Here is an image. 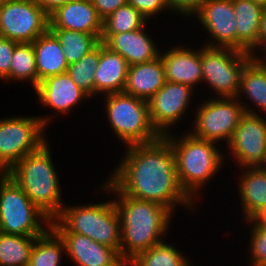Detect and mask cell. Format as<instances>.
I'll return each mask as SVG.
<instances>
[{
  "instance_id": "6da1fadb",
  "label": "cell",
  "mask_w": 266,
  "mask_h": 266,
  "mask_svg": "<svg viewBox=\"0 0 266 266\" xmlns=\"http://www.w3.org/2000/svg\"><path fill=\"white\" fill-rule=\"evenodd\" d=\"M126 149L122 161L108 178L123 194L160 204L171 212L176 205L195 210L196 203L180 186L175 156L164 136Z\"/></svg>"
},
{
  "instance_id": "7a4b0ae2",
  "label": "cell",
  "mask_w": 266,
  "mask_h": 266,
  "mask_svg": "<svg viewBox=\"0 0 266 266\" xmlns=\"http://www.w3.org/2000/svg\"><path fill=\"white\" fill-rule=\"evenodd\" d=\"M103 183L100 190L113 192L116 196L112 200L121 219L120 257L128 264L137 255L164 240L174 214L160 204L123 194L109 179Z\"/></svg>"
},
{
  "instance_id": "3957f363",
  "label": "cell",
  "mask_w": 266,
  "mask_h": 266,
  "mask_svg": "<svg viewBox=\"0 0 266 266\" xmlns=\"http://www.w3.org/2000/svg\"><path fill=\"white\" fill-rule=\"evenodd\" d=\"M51 154L46 142L38 150L25 155L7 174L52 221L60 214L64 204Z\"/></svg>"
},
{
  "instance_id": "277c9868",
  "label": "cell",
  "mask_w": 266,
  "mask_h": 266,
  "mask_svg": "<svg viewBox=\"0 0 266 266\" xmlns=\"http://www.w3.org/2000/svg\"><path fill=\"white\" fill-rule=\"evenodd\" d=\"M164 137L169 141L175 156L180 186L197 203L196 196H200L198 192L225 164V155L216 147V142L194 137L188 131L179 137L181 139L173 133Z\"/></svg>"
},
{
  "instance_id": "5b68a950",
  "label": "cell",
  "mask_w": 266,
  "mask_h": 266,
  "mask_svg": "<svg viewBox=\"0 0 266 266\" xmlns=\"http://www.w3.org/2000/svg\"><path fill=\"white\" fill-rule=\"evenodd\" d=\"M50 226L55 232H73L87 236L120 254L121 219L114 200L72 207L64 205Z\"/></svg>"
},
{
  "instance_id": "8992f818",
  "label": "cell",
  "mask_w": 266,
  "mask_h": 266,
  "mask_svg": "<svg viewBox=\"0 0 266 266\" xmlns=\"http://www.w3.org/2000/svg\"><path fill=\"white\" fill-rule=\"evenodd\" d=\"M104 96L107 122L126 146L151 143L161 137L151 123L148 101L124 91Z\"/></svg>"
},
{
  "instance_id": "52a82bcc",
  "label": "cell",
  "mask_w": 266,
  "mask_h": 266,
  "mask_svg": "<svg viewBox=\"0 0 266 266\" xmlns=\"http://www.w3.org/2000/svg\"><path fill=\"white\" fill-rule=\"evenodd\" d=\"M50 225L51 220L29 199L12 177L7 173H0V232L41 236Z\"/></svg>"
},
{
  "instance_id": "ba28073f",
  "label": "cell",
  "mask_w": 266,
  "mask_h": 266,
  "mask_svg": "<svg viewBox=\"0 0 266 266\" xmlns=\"http://www.w3.org/2000/svg\"><path fill=\"white\" fill-rule=\"evenodd\" d=\"M50 119L48 116L0 119V173H7L25 155L38 150L48 141L44 129Z\"/></svg>"
},
{
  "instance_id": "9c48e42d",
  "label": "cell",
  "mask_w": 266,
  "mask_h": 266,
  "mask_svg": "<svg viewBox=\"0 0 266 266\" xmlns=\"http://www.w3.org/2000/svg\"><path fill=\"white\" fill-rule=\"evenodd\" d=\"M240 102L237 98L218 97L211 98L200 104L195 120L192 121L193 131L190 133L197 138L218 143H229L234 130L242 117L248 114H259L252 108ZM246 105V106H245Z\"/></svg>"
},
{
  "instance_id": "30bf717a",
  "label": "cell",
  "mask_w": 266,
  "mask_h": 266,
  "mask_svg": "<svg viewBox=\"0 0 266 266\" xmlns=\"http://www.w3.org/2000/svg\"><path fill=\"white\" fill-rule=\"evenodd\" d=\"M254 57L231 48L201 47L202 83L209 85L216 96L237 98L241 75Z\"/></svg>"
},
{
  "instance_id": "8fae6325",
  "label": "cell",
  "mask_w": 266,
  "mask_h": 266,
  "mask_svg": "<svg viewBox=\"0 0 266 266\" xmlns=\"http://www.w3.org/2000/svg\"><path fill=\"white\" fill-rule=\"evenodd\" d=\"M49 29V15L34 0H11L0 6V36L32 43Z\"/></svg>"
},
{
  "instance_id": "7c38bea8",
  "label": "cell",
  "mask_w": 266,
  "mask_h": 266,
  "mask_svg": "<svg viewBox=\"0 0 266 266\" xmlns=\"http://www.w3.org/2000/svg\"><path fill=\"white\" fill-rule=\"evenodd\" d=\"M241 168H266V118L246 113L227 144Z\"/></svg>"
},
{
  "instance_id": "4fadbf2b",
  "label": "cell",
  "mask_w": 266,
  "mask_h": 266,
  "mask_svg": "<svg viewBox=\"0 0 266 266\" xmlns=\"http://www.w3.org/2000/svg\"><path fill=\"white\" fill-rule=\"evenodd\" d=\"M193 90L191 86L166 81L148 100L151 123L161 136L168 134L169 128L174 127V124L182 120L186 111H189Z\"/></svg>"
},
{
  "instance_id": "5bb4252c",
  "label": "cell",
  "mask_w": 266,
  "mask_h": 266,
  "mask_svg": "<svg viewBox=\"0 0 266 266\" xmlns=\"http://www.w3.org/2000/svg\"><path fill=\"white\" fill-rule=\"evenodd\" d=\"M194 15L216 42L212 39L205 46L237 50V26L232 0H205Z\"/></svg>"
},
{
  "instance_id": "9a60e30c",
  "label": "cell",
  "mask_w": 266,
  "mask_h": 266,
  "mask_svg": "<svg viewBox=\"0 0 266 266\" xmlns=\"http://www.w3.org/2000/svg\"><path fill=\"white\" fill-rule=\"evenodd\" d=\"M63 240L65 253L78 266H127L113 248L73 232H56Z\"/></svg>"
},
{
  "instance_id": "2e32d148",
  "label": "cell",
  "mask_w": 266,
  "mask_h": 266,
  "mask_svg": "<svg viewBox=\"0 0 266 266\" xmlns=\"http://www.w3.org/2000/svg\"><path fill=\"white\" fill-rule=\"evenodd\" d=\"M49 29H67L96 35L101 39L103 20L91 0H71L49 14Z\"/></svg>"
},
{
  "instance_id": "e0dca14e",
  "label": "cell",
  "mask_w": 266,
  "mask_h": 266,
  "mask_svg": "<svg viewBox=\"0 0 266 266\" xmlns=\"http://www.w3.org/2000/svg\"><path fill=\"white\" fill-rule=\"evenodd\" d=\"M146 25L130 32L102 34L103 42L111 51L121 55L128 65L148 62L159 56V48L146 31Z\"/></svg>"
},
{
  "instance_id": "ac0fdd59",
  "label": "cell",
  "mask_w": 266,
  "mask_h": 266,
  "mask_svg": "<svg viewBox=\"0 0 266 266\" xmlns=\"http://www.w3.org/2000/svg\"><path fill=\"white\" fill-rule=\"evenodd\" d=\"M40 104L50 107L52 110L68 114L73 107L91 97L79 88L69 74L63 73L51 76L41 81L34 89Z\"/></svg>"
},
{
  "instance_id": "d6986e66",
  "label": "cell",
  "mask_w": 266,
  "mask_h": 266,
  "mask_svg": "<svg viewBox=\"0 0 266 266\" xmlns=\"http://www.w3.org/2000/svg\"><path fill=\"white\" fill-rule=\"evenodd\" d=\"M165 68V79L185 84L193 89L202 82L201 49L171 47L164 54L159 53Z\"/></svg>"
},
{
  "instance_id": "ffe728a7",
  "label": "cell",
  "mask_w": 266,
  "mask_h": 266,
  "mask_svg": "<svg viewBox=\"0 0 266 266\" xmlns=\"http://www.w3.org/2000/svg\"><path fill=\"white\" fill-rule=\"evenodd\" d=\"M129 65L118 53L99 43V61L95 74V96L123 92L127 83Z\"/></svg>"
},
{
  "instance_id": "44dd1931",
  "label": "cell",
  "mask_w": 266,
  "mask_h": 266,
  "mask_svg": "<svg viewBox=\"0 0 266 266\" xmlns=\"http://www.w3.org/2000/svg\"><path fill=\"white\" fill-rule=\"evenodd\" d=\"M165 68L158 56L148 62L130 65L124 92L148 101L165 84Z\"/></svg>"
},
{
  "instance_id": "7402d4cb",
  "label": "cell",
  "mask_w": 266,
  "mask_h": 266,
  "mask_svg": "<svg viewBox=\"0 0 266 266\" xmlns=\"http://www.w3.org/2000/svg\"><path fill=\"white\" fill-rule=\"evenodd\" d=\"M236 26L237 50L251 53L259 42L264 5L252 0H232Z\"/></svg>"
},
{
  "instance_id": "603a6c76",
  "label": "cell",
  "mask_w": 266,
  "mask_h": 266,
  "mask_svg": "<svg viewBox=\"0 0 266 266\" xmlns=\"http://www.w3.org/2000/svg\"><path fill=\"white\" fill-rule=\"evenodd\" d=\"M32 44L36 57L38 84L48 77L67 72L69 65L64 51L57 37L49 29L37 37Z\"/></svg>"
},
{
  "instance_id": "cb8c5ba5",
  "label": "cell",
  "mask_w": 266,
  "mask_h": 266,
  "mask_svg": "<svg viewBox=\"0 0 266 266\" xmlns=\"http://www.w3.org/2000/svg\"><path fill=\"white\" fill-rule=\"evenodd\" d=\"M239 196L245 221L266 207V168L246 169L240 175Z\"/></svg>"
},
{
  "instance_id": "d4e9b609",
  "label": "cell",
  "mask_w": 266,
  "mask_h": 266,
  "mask_svg": "<svg viewBox=\"0 0 266 266\" xmlns=\"http://www.w3.org/2000/svg\"><path fill=\"white\" fill-rule=\"evenodd\" d=\"M246 95H243V94ZM247 96L261 111L266 112V62L262 58H253L241 75L240 90L237 99ZM240 97V98H239Z\"/></svg>"
},
{
  "instance_id": "484cf974",
  "label": "cell",
  "mask_w": 266,
  "mask_h": 266,
  "mask_svg": "<svg viewBox=\"0 0 266 266\" xmlns=\"http://www.w3.org/2000/svg\"><path fill=\"white\" fill-rule=\"evenodd\" d=\"M36 237L0 232V266H29Z\"/></svg>"
},
{
  "instance_id": "4316f807",
  "label": "cell",
  "mask_w": 266,
  "mask_h": 266,
  "mask_svg": "<svg viewBox=\"0 0 266 266\" xmlns=\"http://www.w3.org/2000/svg\"><path fill=\"white\" fill-rule=\"evenodd\" d=\"M65 252L63 240L50 227L43 235L36 237L29 266H61Z\"/></svg>"
},
{
  "instance_id": "83f0119b",
  "label": "cell",
  "mask_w": 266,
  "mask_h": 266,
  "mask_svg": "<svg viewBox=\"0 0 266 266\" xmlns=\"http://www.w3.org/2000/svg\"><path fill=\"white\" fill-rule=\"evenodd\" d=\"M49 30L57 37L68 65L78 62L100 43L94 34L67 29Z\"/></svg>"
},
{
  "instance_id": "f1b7e54d",
  "label": "cell",
  "mask_w": 266,
  "mask_h": 266,
  "mask_svg": "<svg viewBox=\"0 0 266 266\" xmlns=\"http://www.w3.org/2000/svg\"><path fill=\"white\" fill-rule=\"evenodd\" d=\"M127 266H191V263L174 245L163 240L137 255Z\"/></svg>"
},
{
  "instance_id": "f546056e",
  "label": "cell",
  "mask_w": 266,
  "mask_h": 266,
  "mask_svg": "<svg viewBox=\"0 0 266 266\" xmlns=\"http://www.w3.org/2000/svg\"><path fill=\"white\" fill-rule=\"evenodd\" d=\"M31 82L33 89L38 85L36 57L32 43H18L15 46L9 76L5 79Z\"/></svg>"
},
{
  "instance_id": "4dcf8cb0",
  "label": "cell",
  "mask_w": 266,
  "mask_h": 266,
  "mask_svg": "<svg viewBox=\"0 0 266 266\" xmlns=\"http://www.w3.org/2000/svg\"><path fill=\"white\" fill-rule=\"evenodd\" d=\"M99 61V44L78 62L70 64L67 73L74 83L91 98L95 96V74Z\"/></svg>"
},
{
  "instance_id": "1f68e13d",
  "label": "cell",
  "mask_w": 266,
  "mask_h": 266,
  "mask_svg": "<svg viewBox=\"0 0 266 266\" xmlns=\"http://www.w3.org/2000/svg\"><path fill=\"white\" fill-rule=\"evenodd\" d=\"M146 23V17L127 3L103 20L102 34L130 32L145 26Z\"/></svg>"
},
{
  "instance_id": "d6a6232c",
  "label": "cell",
  "mask_w": 266,
  "mask_h": 266,
  "mask_svg": "<svg viewBox=\"0 0 266 266\" xmlns=\"http://www.w3.org/2000/svg\"><path fill=\"white\" fill-rule=\"evenodd\" d=\"M250 223V266H266V227L247 220Z\"/></svg>"
},
{
  "instance_id": "836d02e7",
  "label": "cell",
  "mask_w": 266,
  "mask_h": 266,
  "mask_svg": "<svg viewBox=\"0 0 266 266\" xmlns=\"http://www.w3.org/2000/svg\"><path fill=\"white\" fill-rule=\"evenodd\" d=\"M128 3L139 11L146 19H150L160 12H168L165 0H128Z\"/></svg>"
},
{
  "instance_id": "e575fe53",
  "label": "cell",
  "mask_w": 266,
  "mask_h": 266,
  "mask_svg": "<svg viewBox=\"0 0 266 266\" xmlns=\"http://www.w3.org/2000/svg\"><path fill=\"white\" fill-rule=\"evenodd\" d=\"M18 42L0 36V79H5L9 76L10 65L15 46Z\"/></svg>"
},
{
  "instance_id": "d590c367",
  "label": "cell",
  "mask_w": 266,
  "mask_h": 266,
  "mask_svg": "<svg viewBox=\"0 0 266 266\" xmlns=\"http://www.w3.org/2000/svg\"><path fill=\"white\" fill-rule=\"evenodd\" d=\"M169 10L175 11L185 18L192 17L205 0H165ZM191 15V16H190Z\"/></svg>"
},
{
  "instance_id": "8d00e7d4",
  "label": "cell",
  "mask_w": 266,
  "mask_h": 266,
  "mask_svg": "<svg viewBox=\"0 0 266 266\" xmlns=\"http://www.w3.org/2000/svg\"><path fill=\"white\" fill-rule=\"evenodd\" d=\"M98 16L105 20L119 7L128 3V0H91Z\"/></svg>"
},
{
  "instance_id": "74e56055",
  "label": "cell",
  "mask_w": 266,
  "mask_h": 266,
  "mask_svg": "<svg viewBox=\"0 0 266 266\" xmlns=\"http://www.w3.org/2000/svg\"><path fill=\"white\" fill-rule=\"evenodd\" d=\"M262 49V56L261 54L258 56L256 55L255 51L257 49ZM264 51V53H263ZM254 58H262L266 54V7L262 16L261 28H260V35H259V42L258 46L250 53Z\"/></svg>"
},
{
  "instance_id": "f35d334b",
  "label": "cell",
  "mask_w": 266,
  "mask_h": 266,
  "mask_svg": "<svg viewBox=\"0 0 266 266\" xmlns=\"http://www.w3.org/2000/svg\"><path fill=\"white\" fill-rule=\"evenodd\" d=\"M48 15L71 0H34Z\"/></svg>"
},
{
  "instance_id": "ab89813d",
  "label": "cell",
  "mask_w": 266,
  "mask_h": 266,
  "mask_svg": "<svg viewBox=\"0 0 266 266\" xmlns=\"http://www.w3.org/2000/svg\"><path fill=\"white\" fill-rule=\"evenodd\" d=\"M251 220L258 225L266 227V207L260 210Z\"/></svg>"
},
{
  "instance_id": "60d3db41",
  "label": "cell",
  "mask_w": 266,
  "mask_h": 266,
  "mask_svg": "<svg viewBox=\"0 0 266 266\" xmlns=\"http://www.w3.org/2000/svg\"><path fill=\"white\" fill-rule=\"evenodd\" d=\"M252 1H254V2H258V3H260V4L264 5V6H266V0H252Z\"/></svg>"
},
{
  "instance_id": "b9f144b4",
  "label": "cell",
  "mask_w": 266,
  "mask_h": 266,
  "mask_svg": "<svg viewBox=\"0 0 266 266\" xmlns=\"http://www.w3.org/2000/svg\"><path fill=\"white\" fill-rule=\"evenodd\" d=\"M9 1H11V0H0V6L5 4L6 2H9Z\"/></svg>"
},
{
  "instance_id": "7bdbcfd3",
  "label": "cell",
  "mask_w": 266,
  "mask_h": 266,
  "mask_svg": "<svg viewBox=\"0 0 266 266\" xmlns=\"http://www.w3.org/2000/svg\"><path fill=\"white\" fill-rule=\"evenodd\" d=\"M262 59L266 62V54L262 57Z\"/></svg>"
}]
</instances>
